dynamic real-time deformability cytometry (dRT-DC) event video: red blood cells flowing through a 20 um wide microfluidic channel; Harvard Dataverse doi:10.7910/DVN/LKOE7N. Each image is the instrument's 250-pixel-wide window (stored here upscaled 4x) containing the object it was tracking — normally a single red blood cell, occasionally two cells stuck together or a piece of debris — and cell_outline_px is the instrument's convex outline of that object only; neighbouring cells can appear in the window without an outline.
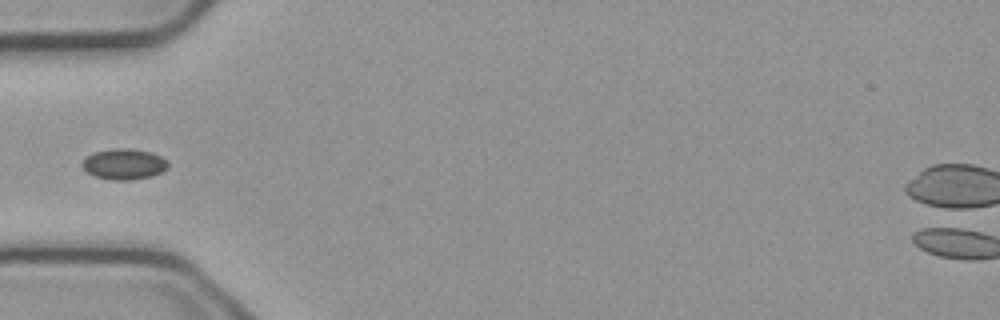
{"species": "common noctule bat (a hibernating species)", "species_latin": "Nyctalus noctula", "temperature_condition": "cold", "stored_images_in_passage": 5, "camera_frame_rate_fps": 3000, "um_per_image_px": 0.085, "animal": {"sex": "male", "body_mass_g": 23.1, "forearm_length_mm": 52.7}, "frame": {"image": 1, "passage_image": 5, "time_ms": 1.333, "image_size_px": [1000, 320], "cell_outline_px": [[168, 168], [152, 176], [128, 180], [112, 180], [96, 176], [88, 172], [80, 164], [92, 152], [112, 148], [128, 148], [152, 152], [168, 160]], "centroid_in_image_um": [10.56, 13.93], "position_along_channel_um": 74.4, "area_um2": 15.37}}